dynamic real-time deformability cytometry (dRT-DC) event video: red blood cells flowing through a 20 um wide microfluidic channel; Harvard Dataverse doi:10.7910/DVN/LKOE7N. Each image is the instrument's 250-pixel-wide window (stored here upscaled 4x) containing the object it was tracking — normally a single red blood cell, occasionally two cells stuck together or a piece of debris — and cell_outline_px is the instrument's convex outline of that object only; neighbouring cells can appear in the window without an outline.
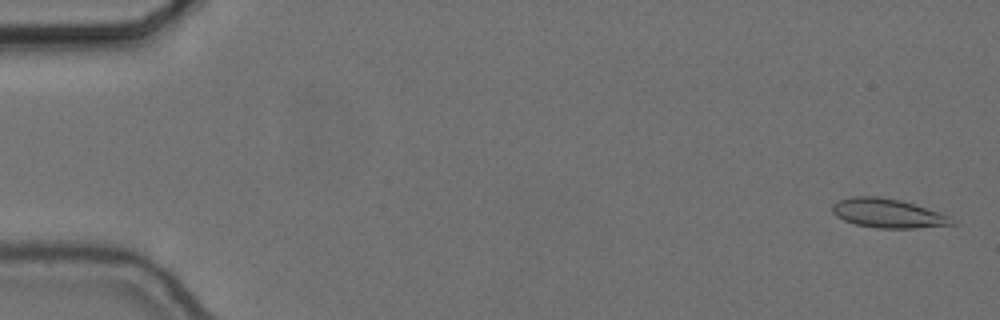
{"species": "common noctule bat (a hibernating species)", "species_latin": "Nyctalus noctula", "temperature_condition": "cold", "stored_images_in_passage": 11, "camera_frame_rate_fps": 3000, "um_per_image_px": 0.085, "animal": {"sex": "female", "body_mass_g": 24.6, "forearm_length_mm": 56.2}, "frame": {"image": 1, "passage_image": 2, "time_ms": 0.333, "image_size_px": [1000, 320], "cell_outline_px": [[956, 224], [912, 228], [876, 228], [856, 224], [844, 220], [836, 216], [832, 212], [832, 204], [840, 200], [852, 196], [880, 196], [900, 200], [948, 216], [956, 220]], "centroid_in_image_um": [75.42, 18.13], "position_along_channel_um": 9.6, "area_um2": 20.0}}